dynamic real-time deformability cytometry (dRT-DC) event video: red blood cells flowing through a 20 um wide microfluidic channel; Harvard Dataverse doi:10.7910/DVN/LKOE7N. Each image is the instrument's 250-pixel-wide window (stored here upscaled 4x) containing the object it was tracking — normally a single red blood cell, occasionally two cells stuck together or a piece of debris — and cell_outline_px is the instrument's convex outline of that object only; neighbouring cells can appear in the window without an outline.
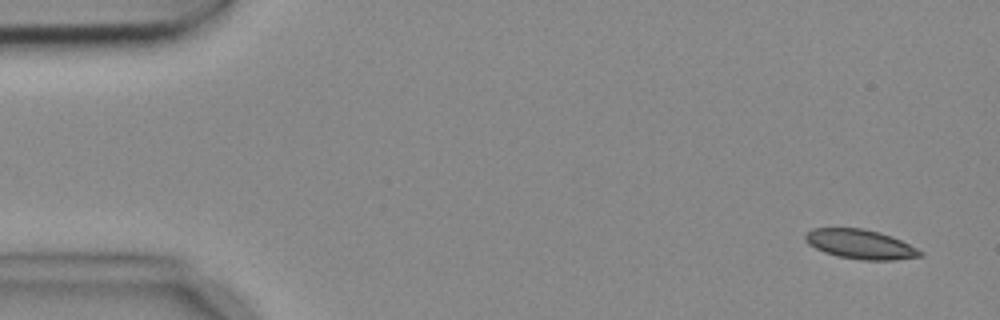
{"species": "common noctule bat (a hibernating species)", "species_latin": "Nyctalus noctula", "temperature_condition": "cold", "stored_images_in_passage": 5, "camera_frame_rate_fps": 3000, "um_per_image_px": 0.085, "animal": {"sex": "female", "body_mass_g": 18.4}, "frame": {"image": 1, "passage_image": 1, "time_ms": 0.0, "image_size_px": [1000, 320], "cell_outline_px": [[924, 256], [892, 260], [860, 260], [836, 256], [824, 252], [808, 244], [804, 240], [804, 236], [812, 228], [864, 228], [880, 232], [892, 236], [924, 252]], "centroid_in_image_um": [73.13, 20.76], "position_along_channel_um": 11.9, "area_um2": 19.83}}